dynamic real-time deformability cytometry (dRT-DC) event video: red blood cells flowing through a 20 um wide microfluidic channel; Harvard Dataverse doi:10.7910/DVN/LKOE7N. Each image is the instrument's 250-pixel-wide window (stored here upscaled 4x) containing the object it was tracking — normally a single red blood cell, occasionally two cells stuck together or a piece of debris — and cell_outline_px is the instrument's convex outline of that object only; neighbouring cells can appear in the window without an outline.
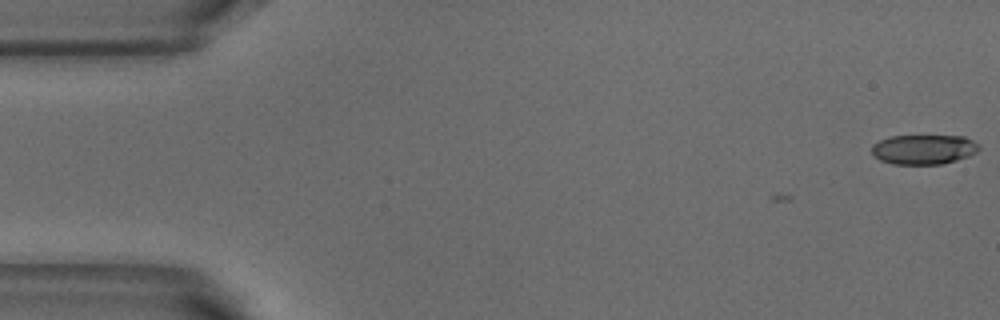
{"species": "common noctule bat (a hibernating species)", "species_latin": "Nyctalus noctula", "temperature_condition": "warm", "stored_images_in_passage": 3, "camera_frame_rate_fps": 3000, "um_per_image_px": 0.085, "animal": {"sex": "male", "body_mass_g": 18.8}, "frame": {"image": 1, "passage_image": 1, "time_ms": 0.0, "image_size_px": [1000, 320], "cell_outline_px": [[980, 148], [976, 152], [968, 156], [956, 160], [940, 164], [892, 164], [880, 160], [872, 152], [872, 144], [880, 140], [892, 136], [964, 136], [980, 144]], "centroid_in_image_um": [78.53, 12.69], "position_along_channel_um": 6.5, "area_um2": 18.5}}
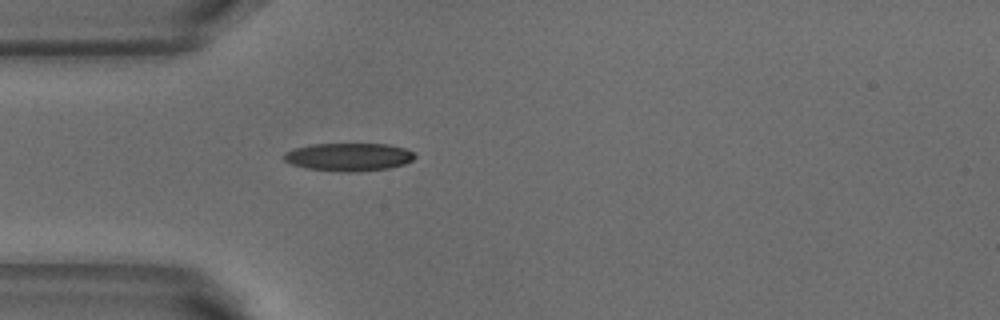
{"frame": {"image": 2, "passage_image": 3, "time_ms": 0.667, "image_size_px": [1000, 320], "cell_outline_px": [[416, 156], [412, 160], [404, 164], [388, 168], [356, 172], [344, 172], [308, 168], [292, 164], [284, 160], [280, 156], [284, 152], [292, 148], [312, 144], [388, 144], [404, 148], [412, 152]], "centroid_in_image_um": [29.59, 13.33], "position_along_channel_um": 55.4, "area_um2": 21.39}}